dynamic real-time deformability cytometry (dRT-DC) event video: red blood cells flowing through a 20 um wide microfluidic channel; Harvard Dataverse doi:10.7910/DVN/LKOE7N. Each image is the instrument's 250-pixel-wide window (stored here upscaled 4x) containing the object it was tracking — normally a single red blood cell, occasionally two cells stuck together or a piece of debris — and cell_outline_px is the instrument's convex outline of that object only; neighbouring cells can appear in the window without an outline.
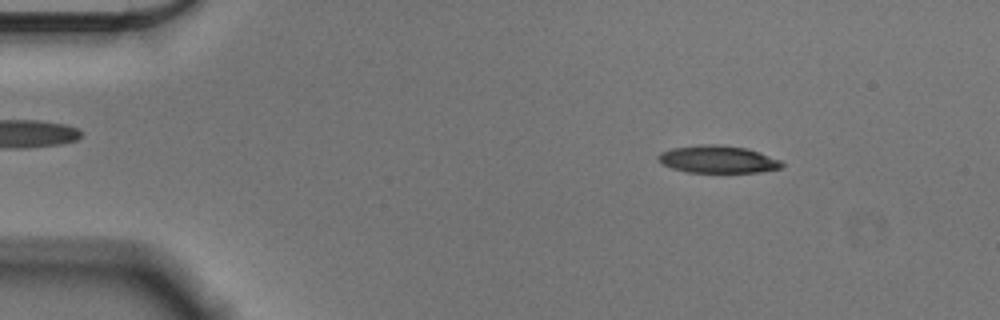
{"species": "Egyptian fruit bat (a non-hibernating species)", "species_latin": "Rousettus aegyptiacus", "temperature_condition": "cold", "stored_images_in_passage": 55, "camera_frame_rate_fps": 3000, "um_per_image_px": 0.085, "animal": {"sex": "male"}, "frame": {"image": 1, "passage_image": 7, "time_ms": 2.0, "image_size_px": [1000, 320], "cell_outline_px": [[784, 164], [780, 168], [760, 172], [684, 172], [672, 168], [656, 160], [656, 156], [660, 152], [672, 148], [700, 144], [720, 144], [744, 148], [780, 160]], "centroid_in_image_um": [60.94, 13.54], "position_along_channel_um": 24.1, "area_um2": 19.65}}
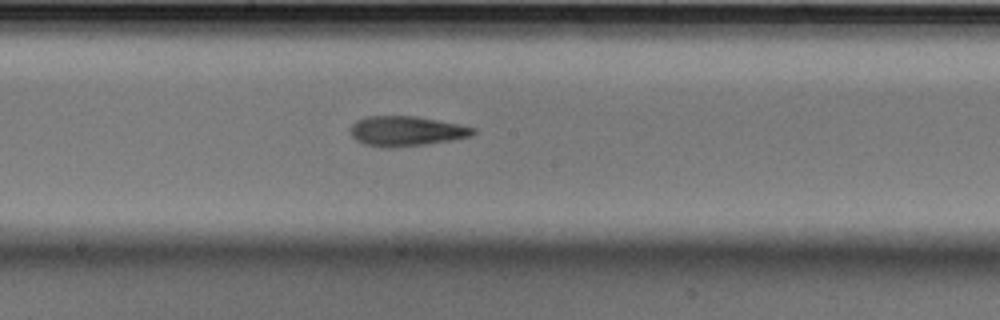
{"frame": {"image": 2, "passage_image": 29, "time_ms": 9.333, "image_size_px": [1000, 320], "cell_outline_px": [[476, 132], [472, 136], [452, 140], [428, 144], [396, 148], [380, 148], [364, 144], [356, 140], [352, 136], [352, 124], [356, 120], [368, 116], [416, 116], [460, 124], [476, 128]], "centroid_in_image_um": [34.56, 11.16], "position_along_channel_um": 213.6, "area_um2": 21.68}}
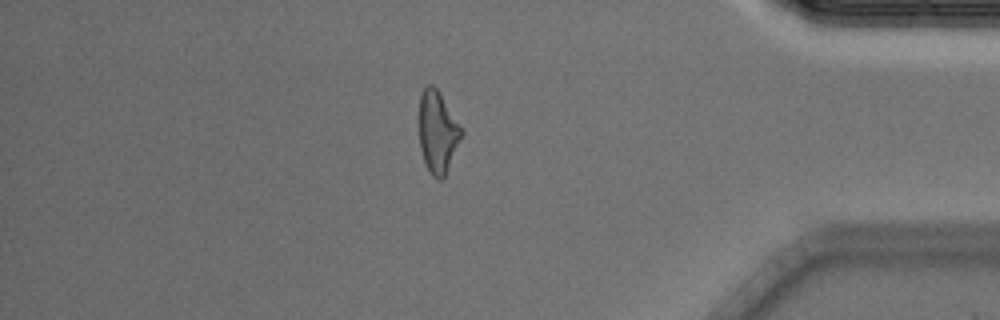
{"frame": {"image": 3, "passage_image": 47, "time_ms": 15.333, "image_size_px": [1000, 320], "cell_outline_px": [[464, 132], [444, 176], [440, 180], [436, 180], [432, 176], [424, 160], [420, 148], [420, 96], [424, 88], [428, 84], [432, 84], [436, 88]], "centroid_in_image_um": [37.19, 11.23], "position_along_channel_um": 398.0, "area_um2": 19.59}, "authors_computed_cell_mechanics": {"area_um2": 20.7502, "velocity_mm_per_s": 3.5848, "shape_relaxation_time_tau1_ms": 5.419, "shape_relaxation_time_tau2_ms": 3.9437, "deformation_change_tau1": 0.1822, "deformation_change_tau2": 0.1424}}